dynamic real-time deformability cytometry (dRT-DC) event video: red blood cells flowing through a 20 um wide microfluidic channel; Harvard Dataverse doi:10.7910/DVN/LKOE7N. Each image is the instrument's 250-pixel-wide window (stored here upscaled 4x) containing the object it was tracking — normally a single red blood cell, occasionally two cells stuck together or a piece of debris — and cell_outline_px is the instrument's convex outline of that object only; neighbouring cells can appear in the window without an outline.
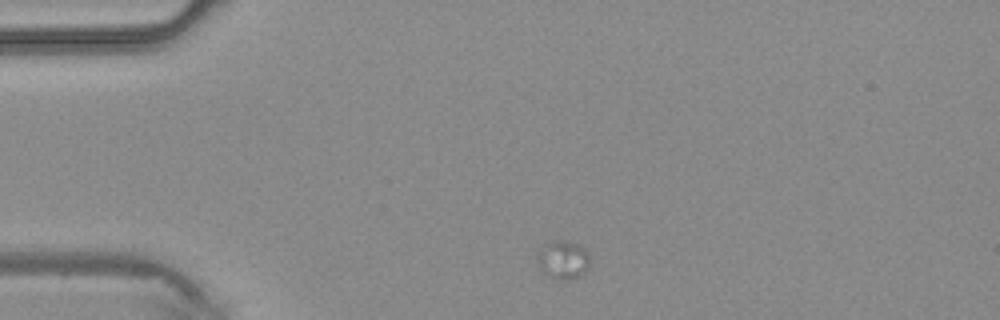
{"species": "common noctule bat (a hibernating species)", "species_latin": "Nyctalus noctula", "temperature_condition": "warm", "stored_images_in_passage": 9, "camera_frame_rate_fps": 3000, "um_per_image_px": 0.085, "animal": {"sex": "male", "body_mass_g": 20.4}, "frame": {"image": 1, "passage_image": 1, "time_ms": 0.0, "image_size_px": [1000, 320], "cell_outline_px": [[588, 268], [580, 276], [568, 280], [556, 280], [548, 276], [540, 268], [540, 256], [544, 248], [552, 240], [568, 240], [584, 248], [588, 252]], "centroid_in_image_um": [47.92, 22.11], "position_along_channel_um": 37.1, "area_um2": 11.33}}